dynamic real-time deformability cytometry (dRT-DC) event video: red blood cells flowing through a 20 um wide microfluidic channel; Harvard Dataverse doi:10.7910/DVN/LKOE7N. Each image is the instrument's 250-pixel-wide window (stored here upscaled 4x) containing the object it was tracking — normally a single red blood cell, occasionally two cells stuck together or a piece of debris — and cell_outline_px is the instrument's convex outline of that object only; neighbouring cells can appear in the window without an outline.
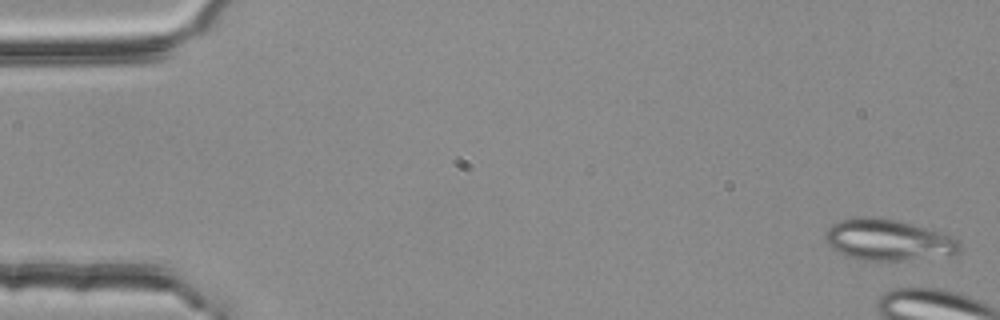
{"species": "common noctule bat (a hibernating species)", "species_latin": "Nyctalus noctula", "temperature_condition": "room temperature", "stored_images_in_passage": 5, "camera_frame_rate_fps": 3000, "um_per_image_px": 0.085, "animal": {"sex": "female", "body_mass_g": 25.1}, "frame": {"image": 1, "passage_image": 1, "time_ms": 0.0, "image_size_px": [1000, 320], "cell_outline_px": [[960, 252], [956, 256], [900, 260], [864, 260], [848, 256], [836, 252], [824, 240], [824, 232], [832, 224], [840, 220], [860, 216], [880, 216], [912, 224], [940, 232], [956, 240], [960, 244]], "centroid_in_image_um": [75.47, 20.39], "position_along_channel_um": 9.5, "area_um2": 32.54}}
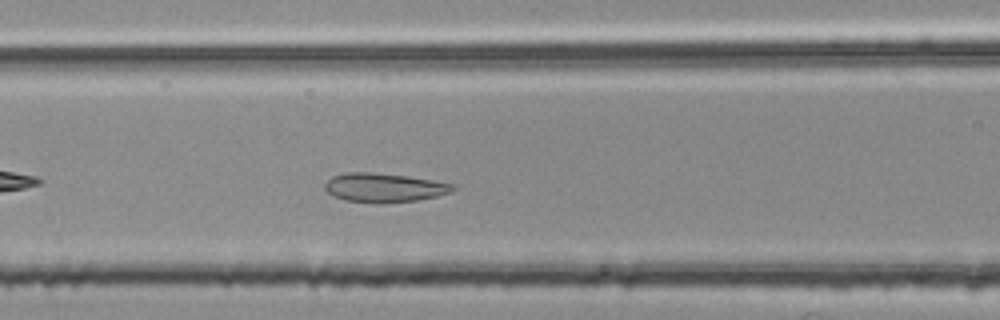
{"frame": {"image": 2, "passage_image": 5, "time_ms": 1.333, "image_size_px": [1000, 320], "cell_outline_px": [[456, 188], [448, 192], [436, 196], [416, 200], [380, 204], [372, 204], [344, 200], [328, 192], [324, 188], [324, 184], [332, 176], [348, 172], [368, 172], [404, 176], [432, 180], [456, 184]], "centroid_in_image_um": [32.62, 15.96], "position_along_channel_um": 134.0, "area_um2": 21.56}}